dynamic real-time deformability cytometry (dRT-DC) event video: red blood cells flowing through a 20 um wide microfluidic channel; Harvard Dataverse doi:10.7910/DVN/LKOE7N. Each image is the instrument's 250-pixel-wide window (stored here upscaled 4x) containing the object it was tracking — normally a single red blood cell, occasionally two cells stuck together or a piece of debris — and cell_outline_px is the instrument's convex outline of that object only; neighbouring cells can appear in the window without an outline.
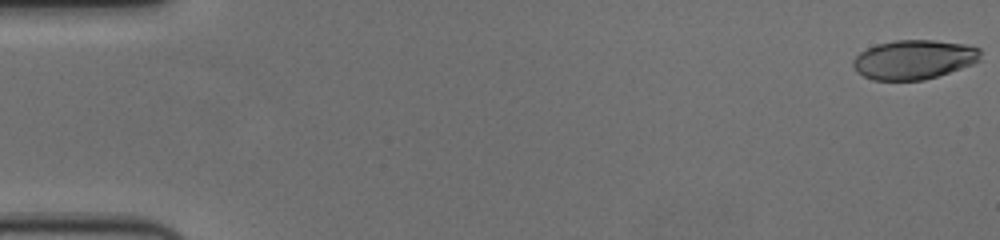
{"species": "human", "species_latin": "Homo sapiens", "temperature_condition": "cold", "stored_images_in_passage": 58, "camera_frame_rate_fps": 3000, "um_per_image_px": 0.085, "donor": {"sex": "female"}, "frame": {"image": 1, "passage_image": 1, "time_ms": 0.0, "image_size_px": [1000, 240], "cell_outline_px": [[980, 60], [972, 64], [924, 80], [872, 80], [856, 72], [852, 64], [852, 60], [860, 52], [876, 44], [896, 40], [932, 40], [968, 44], [980, 48]], "centroid_in_image_um": [77.66, 5.05], "position_along_channel_um": 7.3, "area_um2": 29.19}}
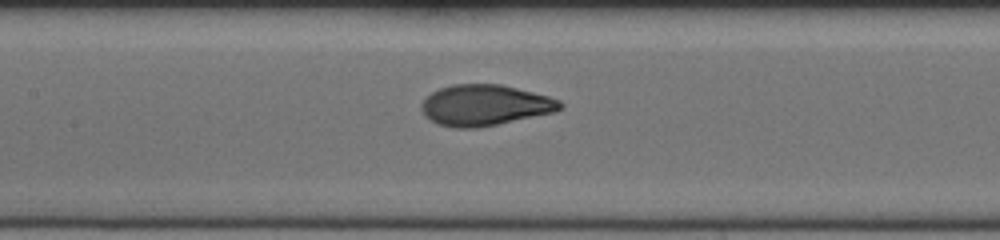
{"frame": {"image": 2, "passage_image": 28, "time_ms": 9.0, "image_size_px": [1000, 240], "cell_outline_px": [[564, 108], [556, 112], [476, 128], [456, 128], [440, 124], [424, 116], [420, 108], [420, 104], [432, 92], [440, 88], [452, 84], [500, 84], [548, 96], [560, 100], [564, 104]], "centroid_in_image_um": [41.23, 8.94], "position_along_channel_um": 166.2, "area_um2": 32.95}}
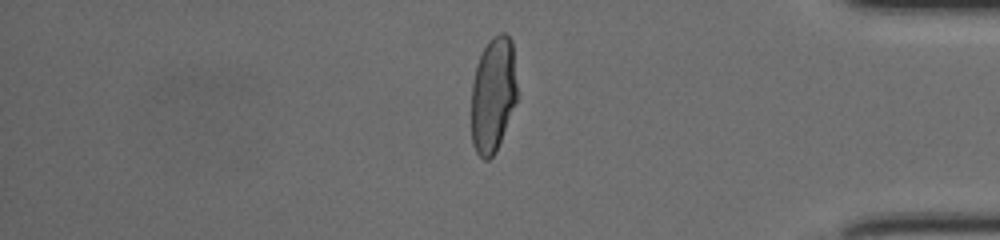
{"frame": {"image": 3, "passage_image": 49, "time_ms": 16.0, "image_size_px": [1000, 240], "cell_outline_px": [[516, 100], [496, 152], [488, 160], [484, 160], [476, 152], [472, 144], [472, 80], [476, 64], [488, 40], [492, 36], [500, 32], [504, 32], [512, 40], [516, 84]], "centroid_in_image_um": [41.89, 8.02], "position_along_channel_um": 393.3, "area_um2": 30.69}, "authors_computed_cell_mechanics": {"area_um2": 32.3391, "velocity_mm_per_s": 3.6375, "shape_relaxation_time_tau1_ms": 5.2466, "shape_relaxation_time_tau2_ms": null, "deformation_change_tau1": 0.2403, "deformation_change_tau2": null}}